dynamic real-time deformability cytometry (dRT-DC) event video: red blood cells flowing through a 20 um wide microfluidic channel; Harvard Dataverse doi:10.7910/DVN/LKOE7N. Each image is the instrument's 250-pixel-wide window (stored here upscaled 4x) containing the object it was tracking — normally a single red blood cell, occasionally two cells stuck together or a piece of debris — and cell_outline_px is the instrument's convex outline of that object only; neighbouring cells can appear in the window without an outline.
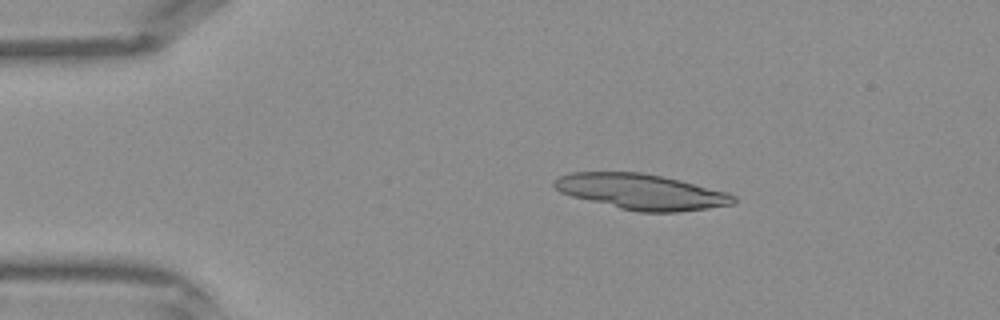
{"species": "Egyptian fruit bat (a non-hibernating species)", "species_latin": "Rousettus aegyptiacus", "temperature_condition": "warm", "stored_images_in_passage": 9, "camera_frame_rate_fps": 3000, "um_per_image_px": 0.085, "frame": {"image": 1, "passage_image": 1, "time_ms": 0.0, "image_size_px": [1000, 320], "cell_outline_px": [[736, 200], [732, 204], [708, 208], [680, 212], [636, 212], [572, 196], [560, 192], [552, 184], [560, 176], [572, 172], [640, 172], [680, 180], [728, 192], [736, 196]], "centroid_in_image_um": [54.54, 16.3], "position_along_channel_um": 30.5, "area_um2": 36.88}}